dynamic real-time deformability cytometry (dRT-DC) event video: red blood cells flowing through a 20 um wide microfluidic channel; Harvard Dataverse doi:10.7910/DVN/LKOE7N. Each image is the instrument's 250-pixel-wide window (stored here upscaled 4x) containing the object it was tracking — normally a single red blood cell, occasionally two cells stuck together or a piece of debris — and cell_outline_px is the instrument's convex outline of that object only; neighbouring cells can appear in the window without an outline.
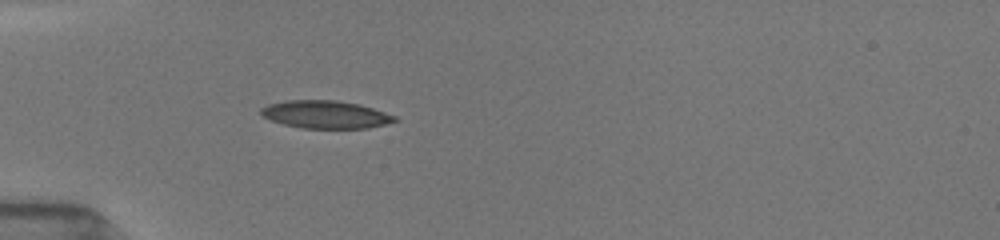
{"species": "common noctule bat (a hibernating species)", "species_latin": "Nyctalus noctula", "temperature_condition": "room temperature", "stored_images_in_passage": 37, "camera_frame_rate_fps": 3000, "um_per_image_px": 0.085, "animal": {"sex": "female", "body_mass_g": 19.5, "forearm_length_mm": 54.1}, "frame": {"image": 1, "passage_image": 1, "time_ms": 0.0, "image_size_px": [1000, 240], "cell_outline_px": [[400, 120], [368, 128], [300, 128], [284, 124], [272, 120], [264, 116], [260, 112], [260, 108], [268, 104], [284, 100], [336, 100], [360, 104], [396, 116]], "centroid_in_image_um": [27.67, 9.72], "position_along_channel_um": 57.3, "area_um2": 21.62}}
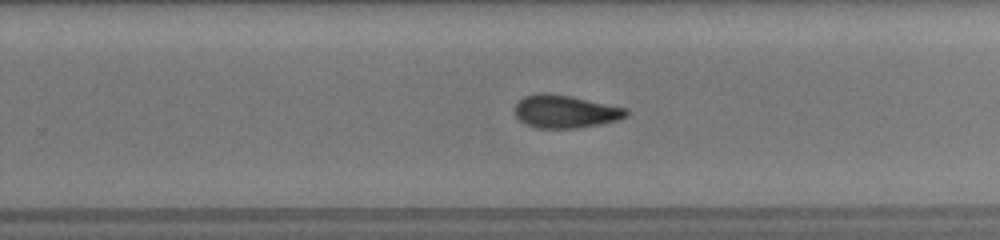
{"frame": {"image": 2, "passage_image": 19, "time_ms": 6.0, "image_size_px": [1000, 240], "cell_outline_px": [[628, 116], [616, 120], [600, 124], [576, 128], [536, 128], [524, 124], [516, 116], [516, 104], [524, 96], [540, 92], [548, 92], [572, 96], [628, 108]], "centroid_in_image_um": [48.05, 9.47], "position_along_channel_um": 281.7, "area_um2": 21.5}}
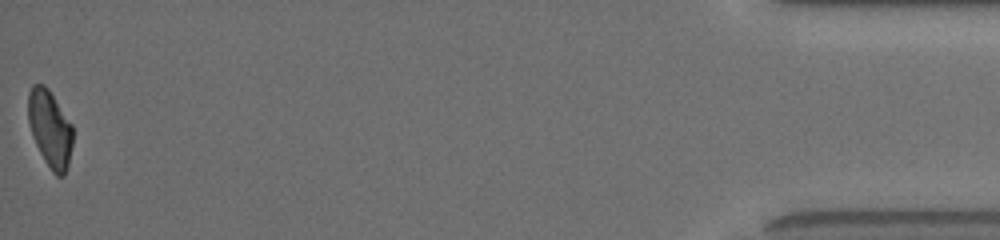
{"frame": {"image": 3, "passage_image": 37, "time_ms": 12.0, "image_size_px": [1000, 240], "cell_outline_px": [[72, 144], [68, 168], [64, 176], [56, 176], [52, 172], [44, 160], [32, 136], [28, 120], [28, 92], [32, 84], [44, 84], [48, 88], [72, 124]], "centroid_in_image_um": [4.24, 10.94], "position_along_channel_um": 431.0, "area_um2": 20.11}, "authors_computed_cell_mechanics": {"area_um2": 21.6172, "velocity_mm_per_s": 3.9253, "shape_relaxation_time_tau1_ms": 5.6921, "shape_relaxation_time_tau2_ms": 2.9018, "deformation_change_tau1": 0.1752, "deformation_change_tau2": 0.093}}